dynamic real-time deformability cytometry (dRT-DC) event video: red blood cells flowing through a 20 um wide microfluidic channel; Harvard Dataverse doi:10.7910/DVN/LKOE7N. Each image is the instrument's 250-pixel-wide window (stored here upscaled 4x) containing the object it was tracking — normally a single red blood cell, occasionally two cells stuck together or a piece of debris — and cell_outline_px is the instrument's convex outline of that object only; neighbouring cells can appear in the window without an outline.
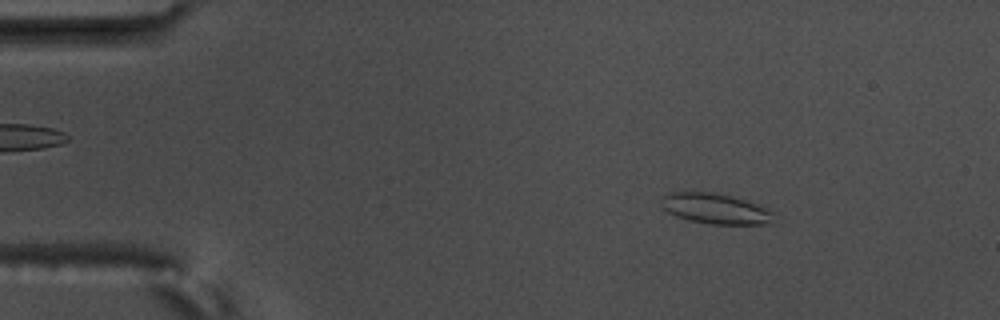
{"species": "common noctule bat (a hibernating species)", "species_latin": "Nyctalus noctula", "temperature_condition": "warm", "stored_images_in_passage": 4, "camera_frame_rate_fps": 3000, "um_per_image_px": 0.085, "animal": {"sex": "male", "body_mass_g": 17.5, "forearm_length_mm": 52.3}, "frame": {"image": 1, "passage_image": 2, "time_ms": 0.333, "image_size_px": [1000, 320], "cell_outline_px": [[772, 224], [712, 224], [692, 220], [676, 216], [668, 212], [660, 204], [660, 200], [668, 192], [712, 192], [732, 196], [760, 204], [772, 212]], "centroid_in_image_um": [60.81, 17.72], "position_along_channel_um": 24.2, "area_um2": 19.88}}
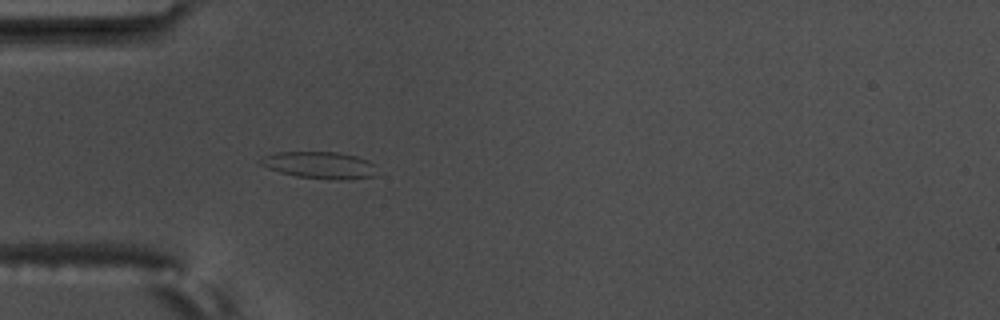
{"frame": {"image": 2, "passage_image": 4, "time_ms": 1.0, "image_size_px": [1000, 320], "cell_outline_px": [[384, 172], [380, 176], [344, 180], [336, 180], [296, 176], [280, 172], [268, 168], [260, 164], [256, 160], [264, 156], [276, 152], [340, 152], [356, 156], [368, 160], [376, 164]], "centroid_in_image_um": [27.32, 14.05], "position_along_channel_um": 57.7, "area_um2": 18.96}}